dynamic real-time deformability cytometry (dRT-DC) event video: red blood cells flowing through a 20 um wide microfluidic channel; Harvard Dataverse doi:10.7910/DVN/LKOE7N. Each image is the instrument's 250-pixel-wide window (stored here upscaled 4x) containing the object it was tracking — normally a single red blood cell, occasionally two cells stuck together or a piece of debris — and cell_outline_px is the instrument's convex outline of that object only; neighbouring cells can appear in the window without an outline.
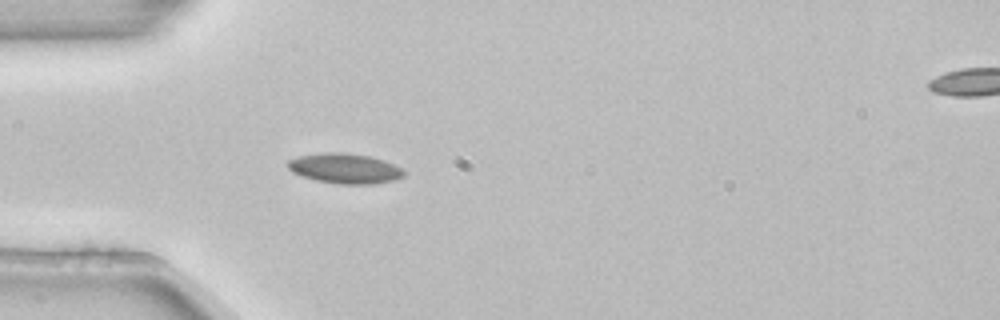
{"species": "common noctule bat (a hibernating species)", "species_latin": "Nyctalus noctula", "temperature_condition": "room temperature", "stored_images_in_passage": 4, "camera_frame_rate_fps": 3000, "um_per_image_px": 0.085, "animal": {"sex": "female", "body_mass_g": 22.7, "forearm_length_mm": 54.2}, "frame": {"image": 1, "passage_image": 4, "time_ms": 1.0, "image_size_px": [1000, 320], "cell_outline_px": [[404, 176], [396, 180], [372, 184], [340, 184], [316, 180], [292, 172], [288, 168], [288, 160], [300, 156], [320, 152], [344, 152], [372, 156], [384, 160], [400, 168], [404, 172]], "centroid_in_image_um": [29.32, 14.31], "position_along_channel_um": 55.7, "area_um2": 20.35}}